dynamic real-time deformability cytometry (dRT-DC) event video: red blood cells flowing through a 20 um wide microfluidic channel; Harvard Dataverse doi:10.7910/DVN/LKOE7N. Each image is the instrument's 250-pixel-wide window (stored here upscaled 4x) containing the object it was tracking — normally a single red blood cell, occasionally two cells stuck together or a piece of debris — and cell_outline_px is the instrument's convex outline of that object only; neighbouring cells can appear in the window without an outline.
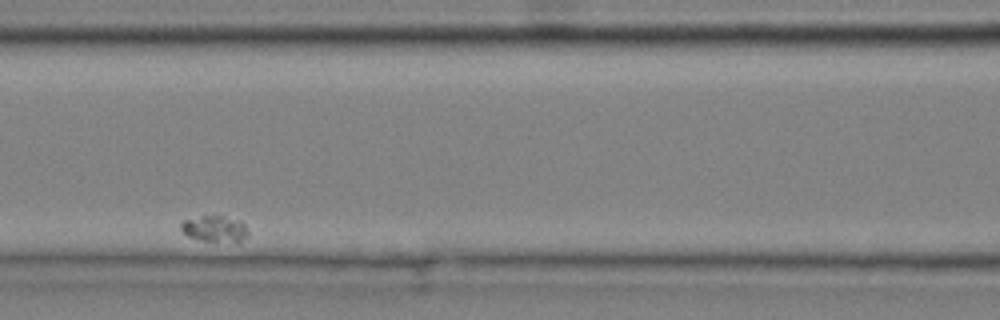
{"species": "common noctule bat (a hibernating species)", "species_latin": "Nyctalus noctula", "temperature_condition": "cold", "stored_images_in_passage": 7, "camera_frame_rate_fps": 3000, "um_per_image_px": 0.085, "animal": {"sex": "male", "body_mass_g": 20.4}, "frame": {"image": 1, "passage_image": 3, "time_ms": 0.667, "image_size_px": [1000, 320], "cell_outline_px": [[248, 236], [240, 244], [200, 240], [188, 236], [180, 228], [180, 224], [184, 220], [200, 216], [224, 216], [240, 220], [244, 224], [248, 232]], "centroid_in_image_um": [18.31, 19.48], "position_along_channel_um": 148.3, "area_um2": 10.58}}
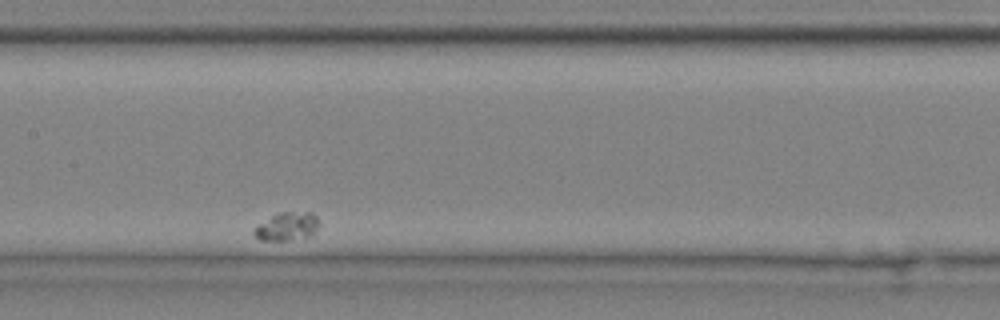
{"frame": {"image": 2, "passage_image": 4, "time_ms": 1.0, "image_size_px": [1000, 320], "cell_outline_px": [[320, 224], [312, 236], [288, 240], [260, 240], [252, 232], [260, 224], [276, 212], [312, 212], [320, 220]], "centroid_in_image_um": [24.46, 19.23], "position_along_channel_um": 182.9, "area_um2": 10.75}}
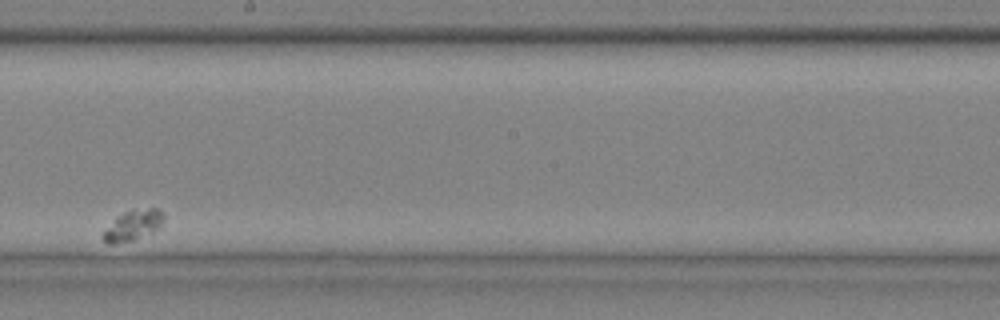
{"frame": {"image": 3, "passage_image": 5, "time_ms": 1.333, "image_size_px": [1000, 320], "cell_outline_px": [[164, 216], [160, 228], [152, 232], [132, 240], [116, 244], [108, 244], [100, 236], [124, 212], [132, 208], [160, 208]], "centroid_in_image_um": [11.35, 19.14], "position_along_channel_um": 236.8, "area_um2": 10.58}}